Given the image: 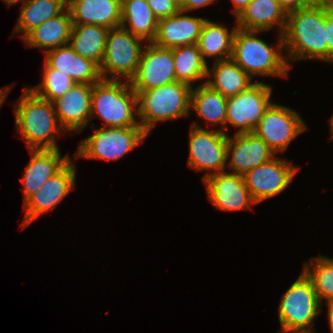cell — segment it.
I'll use <instances>...</instances> for the list:
<instances>
[{
	"mask_svg": "<svg viewBox=\"0 0 333 333\" xmlns=\"http://www.w3.org/2000/svg\"><path fill=\"white\" fill-rule=\"evenodd\" d=\"M283 40L290 68V60L317 59L328 62L325 0H320L312 6L288 11Z\"/></svg>",
	"mask_w": 333,
	"mask_h": 333,
	"instance_id": "obj_1",
	"label": "cell"
},
{
	"mask_svg": "<svg viewBox=\"0 0 333 333\" xmlns=\"http://www.w3.org/2000/svg\"><path fill=\"white\" fill-rule=\"evenodd\" d=\"M19 101L13 104L15 126L28 150L60 149L56 135L66 133L60 125L53 103L25 87Z\"/></svg>",
	"mask_w": 333,
	"mask_h": 333,
	"instance_id": "obj_2",
	"label": "cell"
},
{
	"mask_svg": "<svg viewBox=\"0 0 333 333\" xmlns=\"http://www.w3.org/2000/svg\"><path fill=\"white\" fill-rule=\"evenodd\" d=\"M260 31L237 29L233 40L231 59L251 78L253 76H273L286 78L290 66L287 62L283 35L279 33L275 46L268 45L256 35Z\"/></svg>",
	"mask_w": 333,
	"mask_h": 333,
	"instance_id": "obj_3",
	"label": "cell"
},
{
	"mask_svg": "<svg viewBox=\"0 0 333 333\" xmlns=\"http://www.w3.org/2000/svg\"><path fill=\"white\" fill-rule=\"evenodd\" d=\"M94 116L103 120V127L140 126L138 96L126 79H101L92 85L90 122Z\"/></svg>",
	"mask_w": 333,
	"mask_h": 333,
	"instance_id": "obj_4",
	"label": "cell"
},
{
	"mask_svg": "<svg viewBox=\"0 0 333 333\" xmlns=\"http://www.w3.org/2000/svg\"><path fill=\"white\" fill-rule=\"evenodd\" d=\"M192 87L171 82L161 87L135 91L138 96L140 126L149 135L158 122L190 116Z\"/></svg>",
	"mask_w": 333,
	"mask_h": 333,
	"instance_id": "obj_5",
	"label": "cell"
},
{
	"mask_svg": "<svg viewBox=\"0 0 333 333\" xmlns=\"http://www.w3.org/2000/svg\"><path fill=\"white\" fill-rule=\"evenodd\" d=\"M312 281L302 271L284 293L278 307L281 331L314 333L315 317L322 312Z\"/></svg>",
	"mask_w": 333,
	"mask_h": 333,
	"instance_id": "obj_6",
	"label": "cell"
},
{
	"mask_svg": "<svg viewBox=\"0 0 333 333\" xmlns=\"http://www.w3.org/2000/svg\"><path fill=\"white\" fill-rule=\"evenodd\" d=\"M94 134L79 142L76 158L116 161L142 144L148 134L141 126L100 127ZM95 127V128H94Z\"/></svg>",
	"mask_w": 333,
	"mask_h": 333,
	"instance_id": "obj_7",
	"label": "cell"
},
{
	"mask_svg": "<svg viewBox=\"0 0 333 333\" xmlns=\"http://www.w3.org/2000/svg\"><path fill=\"white\" fill-rule=\"evenodd\" d=\"M143 41L122 27L110 29L104 57L99 66L101 78L120 80L122 77L129 82L137 71L144 48Z\"/></svg>",
	"mask_w": 333,
	"mask_h": 333,
	"instance_id": "obj_8",
	"label": "cell"
},
{
	"mask_svg": "<svg viewBox=\"0 0 333 333\" xmlns=\"http://www.w3.org/2000/svg\"><path fill=\"white\" fill-rule=\"evenodd\" d=\"M189 135L187 165L198 171L206 170L203 181L213 174L226 171L228 133L220 130L209 131L195 122L191 125Z\"/></svg>",
	"mask_w": 333,
	"mask_h": 333,
	"instance_id": "obj_9",
	"label": "cell"
},
{
	"mask_svg": "<svg viewBox=\"0 0 333 333\" xmlns=\"http://www.w3.org/2000/svg\"><path fill=\"white\" fill-rule=\"evenodd\" d=\"M307 130L299 113L287 106L271 103L253 133L276 154L287 150L299 134Z\"/></svg>",
	"mask_w": 333,
	"mask_h": 333,
	"instance_id": "obj_10",
	"label": "cell"
},
{
	"mask_svg": "<svg viewBox=\"0 0 333 333\" xmlns=\"http://www.w3.org/2000/svg\"><path fill=\"white\" fill-rule=\"evenodd\" d=\"M272 86L255 82L247 90L227 100L225 131L228 125L239 128L235 134L253 133L265 110L272 103Z\"/></svg>",
	"mask_w": 333,
	"mask_h": 333,
	"instance_id": "obj_11",
	"label": "cell"
},
{
	"mask_svg": "<svg viewBox=\"0 0 333 333\" xmlns=\"http://www.w3.org/2000/svg\"><path fill=\"white\" fill-rule=\"evenodd\" d=\"M70 160L58 173L48 179L33 195L24 201L25 216L21 229L27 227L39 216L47 214L62 202L75 188L76 168Z\"/></svg>",
	"mask_w": 333,
	"mask_h": 333,
	"instance_id": "obj_12",
	"label": "cell"
},
{
	"mask_svg": "<svg viewBox=\"0 0 333 333\" xmlns=\"http://www.w3.org/2000/svg\"><path fill=\"white\" fill-rule=\"evenodd\" d=\"M298 167L276 156L246 172L243 179L256 203L279 195L292 182Z\"/></svg>",
	"mask_w": 333,
	"mask_h": 333,
	"instance_id": "obj_13",
	"label": "cell"
},
{
	"mask_svg": "<svg viewBox=\"0 0 333 333\" xmlns=\"http://www.w3.org/2000/svg\"><path fill=\"white\" fill-rule=\"evenodd\" d=\"M176 81L172 49L146 43L137 71L129 81L133 90H149Z\"/></svg>",
	"mask_w": 333,
	"mask_h": 333,
	"instance_id": "obj_14",
	"label": "cell"
},
{
	"mask_svg": "<svg viewBox=\"0 0 333 333\" xmlns=\"http://www.w3.org/2000/svg\"><path fill=\"white\" fill-rule=\"evenodd\" d=\"M207 199L220 211L251 209L257 204L247 189L243 176L222 171L205 179Z\"/></svg>",
	"mask_w": 333,
	"mask_h": 333,
	"instance_id": "obj_15",
	"label": "cell"
},
{
	"mask_svg": "<svg viewBox=\"0 0 333 333\" xmlns=\"http://www.w3.org/2000/svg\"><path fill=\"white\" fill-rule=\"evenodd\" d=\"M275 155L276 153L254 133L234 134V137L228 135L226 163L229 164L232 173L243 176Z\"/></svg>",
	"mask_w": 333,
	"mask_h": 333,
	"instance_id": "obj_16",
	"label": "cell"
},
{
	"mask_svg": "<svg viewBox=\"0 0 333 333\" xmlns=\"http://www.w3.org/2000/svg\"><path fill=\"white\" fill-rule=\"evenodd\" d=\"M92 85L75 84L52 101L60 125L66 132H81L90 123Z\"/></svg>",
	"mask_w": 333,
	"mask_h": 333,
	"instance_id": "obj_17",
	"label": "cell"
},
{
	"mask_svg": "<svg viewBox=\"0 0 333 333\" xmlns=\"http://www.w3.org/2000/svg\"><path fill=\"white\" fill-rule=\"evenodd\" d=\"M184 11L158 20L157 32L152 43L162 48H175L197 44L206 18L184 15Z\"/></svg>",
	"mask_w": 333,
	"mask_h": 333,
	"instance_id": "obj_18",
	"label": "cell"
},
{
	"mask_svg": "<svg viewBox=\"0 0 333 333\" xmlns=\"http://www.w3.org/2000/svg\"><path fill=\"white\" fill-rule=\"evenodd\" d=\"M29 153L31 158L22 177L23 202L71 160L69 154L62 157L60 149L29 150Z\"/></svg>",
	"mask_w": 333,
	"mask_h": 333,
	"instance_id": "obj_19",
	"label": "cell"
},
{
	"mask_svg": "<svg viewBox=\"0 0 333 333\" xmlns=\"http://www.w3.org/2000/svg\"><path fill=\"white\" fill-rule=\"evenodd\" d=\"M44 62L50 68L68 75L75 84L93 85L102 79L99 66L80 56L69 44L45 52Z\"/></svg>",
	"mask_w": 333,
	"mask_h": 333,
	"instance_id": "obj_20",
	"label": "cell"
},
{
	"mask_svg": "<svg viewBox=\"0 0 333 333\" xmlns=\"http://www.w3.org/2000/svg\"><path fill=\"white\" fill-rule=\"evenodd\" d=\"M287 12L277 0H251L236 17V25L239 29L260 32L278 25V30L283 35Z\"/></svg>",
	"mask_w": 333,
	"mask_h": 333,
	"instance_id": "obj_21",
	"label": "cell"
},
{
	"mask_svg": "<svg viewBox=\"0 0 333 333\" xmlns=\"http://www.w3.org/2000/svg\"><path fill=\"white\" fill-rule=\"evenodd\" d=\"M73 24H91L107 29L121 25V0H67Z\"/></svg>",
	"mask_w": 333,
	"mask_h": 333,
	"instance_id": "obj_22",
	"label": "cell"
},
{
	"mask_svg": "<svg viewBox=\"0 0 333 333\" xmlns=\"http://www.w3.org/2000/svg\"><path fill=\"white\" fill-rule=\"evenodd\" d=\"M72 19L68 7L31 30L22 40L26 46L44 49L45 52L69 44Z\"/></svg>",
	"mask_w": 333,
	"mask_h": 333,
	"instance_id": "obj_23",
	"label": "cell"
},
{
	"mask_svg": "<svg viewBox=\"0 0 333 333\" xmlns=\"http://www.w3.org/2000/svg\"><path fill=\"white\" fill-rule=\"evenodd\" d=\"M231 58L215 61L211 69H207L205 83L219 92L222 96L230 98L247 90L255 82Z\"/></svg>",
	"mask_w": 333,
	"mask_h": 333,
	"instance_id": "obj_24",
	"label": "cell"
},
{
	"mask_svg": "<svg viewBox=\"0 0 333 333\" xmlns=\"http://www.w3.org/2000/svg\"><path fill=\"white\" fill-rule=\"evenodd\" d=\"M158 19L146 0H121V25L134 36L151 43L156 35Z\"/></svg>",
	"mask_w": 333,
	"mask_h": 333,
	"instance_id": "obj_25",
	"label": "cell"
},
{
	"mask_svg": "<svg viewBox=\"0 0 333 333\" xmlns=\"http://www.w3.org/2000/svg\"><path fill=\"white\" fill-rule=\"evenodd\" d=\"M237 25L231 30L221 26V23L212 22L206 19L199 35L197 46L203 59L207 62V57H215V61L227 60L232 57L233 40Z\"/></svg>",
	"mask_w": 333,
	"mask_h": 333,
	"instance_id": "obj_26",
	"label": "cell"
},
{
	"mask_svg": "<svg viewBox=\"0 0 333 333\" xmlns=\"http://www.w3.org/2000/svg\"><path fill=\"white\" fill-rule=\"evenodd\" d=\"M109 30L98 25L73 24L69 45L80 56L100 66Z\"/></svg>",
	"mask_w": 333,
	"mask_h": 333,
	"instance_id": "obj_27",
	"label": "cell"
},
{
	"mask_svg": "<svg viewBox=\"0 0 333 333\" xmlns=\"http://www.w3.org/2000/svg\"><path fill=\"white\" fill-rule=\"evenodd\" d=\"M228 98L211 88L203 81L197 88L192 87L190 109L210 125H220V131L226 133V107ZM222 127V128H221Z\"/></svg>",
	"mask_w": 333,
	"mask_h": 333,
	"instance_id": "obj_28",
	"label": "cell"
},
{
	"mask_svg": "<svg viewBox=\"0 0 333 333\" xmlns=\"http://www.w3.org/2000/svg\"><path fill=\"white\" fill-rule=\"evenodd\" d=\"M67 7V0H25L13 31L23 39L31 30L59 15Z\"/></svg>",
	"mask_w": 333,
	"mask_h": 333,
	"instance_id": "obj_29",
	"label": "cell"
},
{
	"mask_svg": "<svg viewBox=\"0 0 333 333\" xmlns=\"http://www.w3.org/2000/svg\"><path fill=\"white\" fill-rule=\"evenodd\" d=\"M176 80L193 85V82L206 81L208 62H206L197 44L172 48Z\"/></svg>",
	"mask_w": 333,
	"mask_h": 333,
	"instance_id": "obj_30",
	"label": "cell"
},
{
	"mask_svg": "<svg viewBox=\"0 0 333 333\" xmlns=\"http://www.w3.org/2000/svg\"><path fill=\"white\" fill-rule=\"evenodd\" d=\"M310 262H304L303 272L312 281L316 294L322 303L333 301V258L325 256L314 257Z\"/></svg>",
	"mask_w": 333,
	"mask_h": 333,
	"instance_id": "obj_31",
	"label": "cell"
},
{
	"mask_svg": "<svg viewBox=\"0 0 333 333\" xmlns=\"http://www.w3.org/2000/svg\"><path fill=\"white\" fill-rule=\"evenodd\" d=\"M42 70V82L30 89L50 102L66 94L75 85L68 75L50 68L45 62Z\"/></svg>",
	"mask_w": 333,
	"mask_h": 333,
	"instance_id": "obj_32",
	"label": "cell"
},
{
	"mask_svg": "<svg viewBox=\"0 0 333 333\" xmlns=\"http://www.w3.org/2000/svg\"><path fill=\"white\" fill-rule=\"evenodd\" d=\"M158 20L168 18L180 11V7L171 0H146Z\"/></svg>",
	"mask_w": 333,
	"mask_h": 333,
	"instance_id": "obj_33",
	"label": "cell"
},
{
	"mask_svg": "<svg viewBox=\"0 0 333 333\" xmlns=\"http://www.w3.org/2000/svg\"><path fill=\"white\" fill-rule=\"evenodd\" d=\"M325 39L328 46V62L333 63V2L325 0Z\"/></svg>",
	"mask_w": 333,
	"mask_h": 333,
	"instance_id": "obj_34",
	"label": "cell"
},
{
	"mask_svg": "<svg viewBox=\"0 0 333 333\" xmlns=\"http://www.w3.org/2000/svg\"><path fill=\"white\" fill-rule=\"evenodd\" d=\"M287 11L312 6L320 0H277Z\"/></svg>",
	"mask_w": 333,
	"mask_h": 333,
	"instance_id": "obj_35",
	"label": "cell"
},
{
	"mask_svg": "<svg viewBox=\"0 0 333 333\" xmlns=\"http://www.w3.org/2000/svg\"><path fill=\"white\" fill-rule=\"evenodd\" d=\"M214 1L216 0H183L180 10L187 13L201 7L209 6V4L214 3Z\"/></svg>",
	"mask_w": 333,
	"mask_h": 333,
	"instance_id": "obj_36",
	"label": "cell"
},
{
	"mask_svg": "<svg viewBox=\"0 0 333 333\" xmlns=\"http://www.w3.org/2000/svg\"><path fill=\"white\" fill-rule=\"evenodd\" d=\"M234 4L233 8V14L235 15V18L242 12V10L249 4L251 0H231Z\"/></svg>",
	"mask_w": 333,
	"mask_h": 333,
	"instance_id": "obj_37",
	"label": "cell"
},
{
	"mask_svg": "<svg viewBox=\"0 0 333 333\" xmlns=\"http://www.w3.org/2000/svg\"><path fill=\"white\" fill-rule=\"evenodd\" d=\"M326 304L328 306V312H327V315H328V322H329V326H330V329H331V333H333V301H326Z\"/></svg>",
	"mask_w": 333,
	"mask_h": 333,
	"instance_id": "obj_38",
	"label": "cell"
},
{
	"mask_svg": "<svg viewBox=\"0 0 333 333\" xmlns=\"http://www.w3.org/2000/svg\"><path fill=\"white\" fill-rule=\"evenodd\" d=\"M11 87L12 86L0 88V108L4 103V101L6 100L7 94H9Z\"/></svg>",
	"mask_w": 333,
	"mask_h": 333,
	"instance_id": "obj_39",
	"label": "cell"
},
{
	"mask_svg": "<svg viewBox=\"0 0 333 333\" xmlns=\"http://www.w3.org/2000/svg\"><path fill=\"white\" fill-rule=\"evenodd\" d=\"M3 2H5L6 5L8 6H12V5H16V3L18 2H24L25 0H2Z\"/></svg>",
	"mask_w": 333,
	"mask_h": 333,
	"instance_id": "obj_40",
	"label": "cell"
},
{
	"mask_svg": "<svg viewBox=\"0 0 333 333\" xmlns=\"http://www.w3.org/2000/svg\"><path fill=\"white\" fill-rule=\"evenodd\" d=\"M329 122H330V133H331V137H330V140H333V115L332 117L329 119Z\"/></svg>",
	"mask_w": 333,
	"mask_h": 333,
	"instance_id": "obj_41",
	"label": "cell"
},
{
	"mask_svg": "<svg viewBox=\"0 0 333 333\" xmlns=\"http://www.w3.org/2000/svg\"><path fill=\"white\" fill-rule=\"evenodd\" d=\"M173 1L174 3H176L179 7H181L182 3H183V0H171Z\"/></svg>",
	"mask_w": 333,
	"mask_h": 333,
	"instance_id": "obj_42",
	"label": "cell"
},
{
	"mask_svg": "<svg viewBox=\"0 0 333 333\" xmlns=\"http://www.w3.org/2000/svg\"><path fill=\"white\" fill-rule=\"evenodd\" d=\"M280 333H311V332H297V331H291V332H289V331H281L280 330Z\"/></svg>",
	"mask_w": 333,
	"mask_h": 333,
	"instance_id": "obj_43",
	"label": "cell"
}]
</instances>
